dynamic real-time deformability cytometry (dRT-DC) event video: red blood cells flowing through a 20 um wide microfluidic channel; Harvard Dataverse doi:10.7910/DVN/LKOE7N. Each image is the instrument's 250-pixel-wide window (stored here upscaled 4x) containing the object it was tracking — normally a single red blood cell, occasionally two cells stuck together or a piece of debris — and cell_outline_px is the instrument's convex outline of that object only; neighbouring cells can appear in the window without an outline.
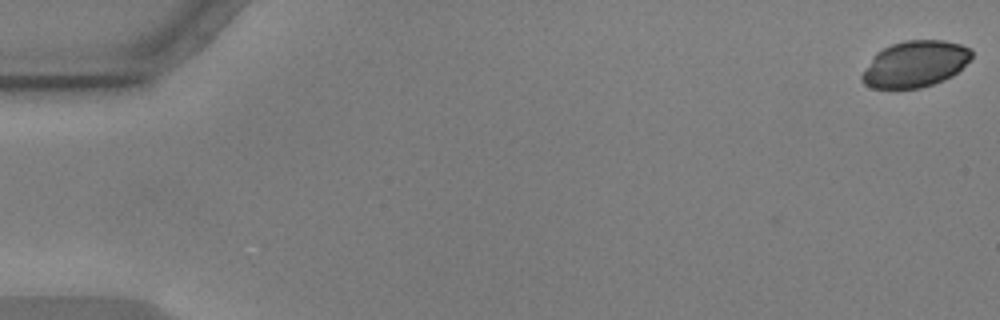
{"species": "common noctule bat (a hibernating species)", "species_latin": "Nyctalus noctula", "temperature_condition": "warm", "stored_images_in_passage": 2, "camera_frame_rate_fps": 3000, "um_per_image_px": 0.085, "animal": {"sex": "male", "body_mass_g": 17.9, "forearm_length_mm": 54.2}, "frame": {"image": 1, "passage_image": 2, "time_ms": 0.333, "image_size_px": [1000, 320], "cell_outline_px": [[972, 56], [952, 76], [944, 80], [920, 88], [896, 92], [892, 92], [872, 88], [864, 84], [860, 80], [860, 76], [872, 56], [876, 52], [892, 44], [904, 40], [944, 40], [960, 44], [972, 48]], "centroid_in_image_um": [77.71, 5.49], "position_along_channel_um": 7.3, "area_um2": 30.35}}